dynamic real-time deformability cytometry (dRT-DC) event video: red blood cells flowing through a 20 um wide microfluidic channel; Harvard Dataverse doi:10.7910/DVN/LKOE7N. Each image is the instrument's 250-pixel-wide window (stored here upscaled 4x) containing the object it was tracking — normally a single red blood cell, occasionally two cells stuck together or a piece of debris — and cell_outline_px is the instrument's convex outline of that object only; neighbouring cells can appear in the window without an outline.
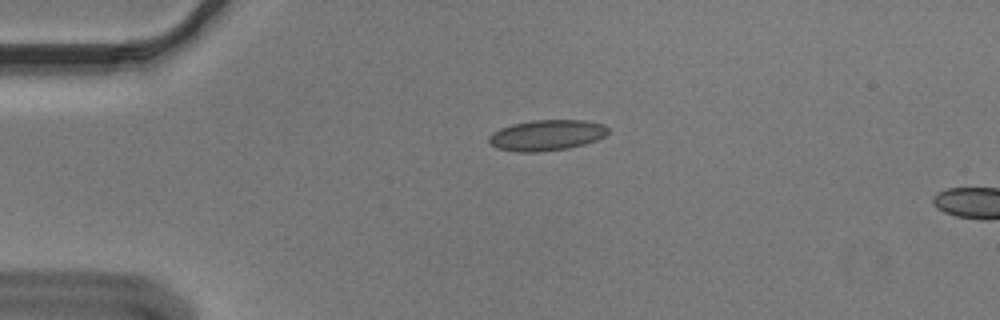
{"species": "Egyptian fruit bat (a non-hibernating species)", "species_latin": "Rousettus aegyptiacus", "temperature_condition": "cold", "stored_images_in_passage": 5, "camera_frame_rate_fps": 3000, "um_per_image_px": 0.085, "animal": {"sex": "male"}, "frame": {"image": 1, "passage_image": 2, "time_ms": 0.333, "image_size_px": [1000, 320], "cell_outline_px": [[608, 132], [604, 136], [596, 140], [584, 144], [568, 148], [540, 152], [516, 152], [496, 148], [488, 144], [488, 136], [492, 132], [500, 128], [512, 124], [532, 120], [584, 120], [604, 124], [608, 128]], "centroid_in_image_um": [46.42, 11.49], "position_along_channel_um": 38.6, "area_um2": 21.56}}